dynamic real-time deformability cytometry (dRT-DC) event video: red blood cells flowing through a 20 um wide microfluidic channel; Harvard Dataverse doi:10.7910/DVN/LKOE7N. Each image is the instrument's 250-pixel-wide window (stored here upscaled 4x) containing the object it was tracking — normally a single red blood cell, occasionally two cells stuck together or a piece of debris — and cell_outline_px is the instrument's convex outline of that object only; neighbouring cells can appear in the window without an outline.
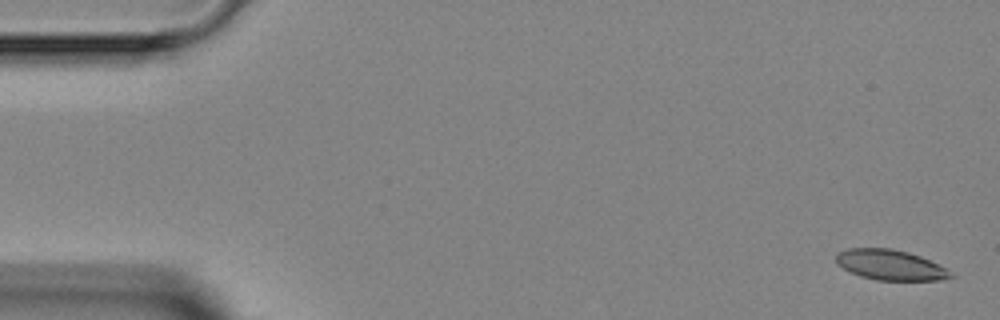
{"species": "Egyptian fruit bat (a non-hibernating species)", "species_latin": "Rousettus aegyptiacus", "temperature_condition": "room temperature", "stored_images_in_passage": 2, "camera_frame_rate_fps": 3000, "um_per_image_px": 0.085, "animal": {"sex": "female"}, "frame": {"image": 1, "passage_image": 2, "time_ms": 1.333, "image_size_px": [1000, 320], "cell_outline_px": [[956, 276], [944, 280], [876, 280], [860, 276], [836, 264], [836, 252], [848, 248], [892, 248], [908, 252], [920, 256], [944, 268]], "centroid_in_image_um": [75.65, 22.51], "position_along_channel_um": 9.4, "area_um2": 20.17}}